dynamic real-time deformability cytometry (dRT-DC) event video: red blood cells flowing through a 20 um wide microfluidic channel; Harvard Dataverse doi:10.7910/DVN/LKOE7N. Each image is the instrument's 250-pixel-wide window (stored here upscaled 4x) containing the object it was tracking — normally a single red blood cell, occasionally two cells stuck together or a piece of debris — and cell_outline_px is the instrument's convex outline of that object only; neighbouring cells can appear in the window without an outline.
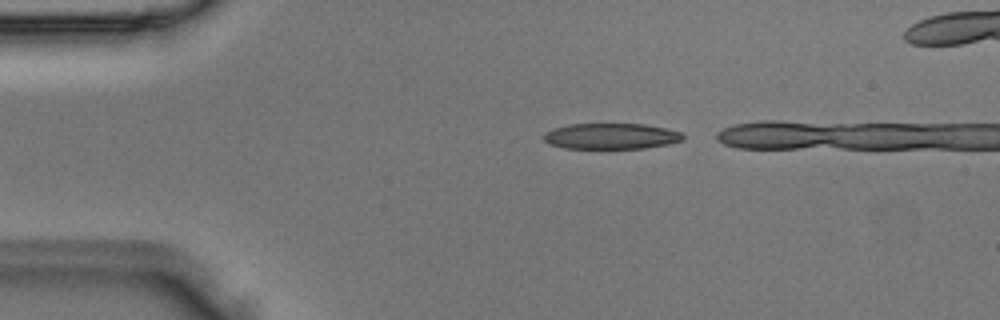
{"species": "Egyptian fruit bat (a non-hibernating species)", "species_latin": "Rousettus aegyptiacus", "temperature_condition": "room temperature", "stored_images_in_passage": 3, "camera_frame_rate_fps": 3000, "um_per_image_px": 0.085, "animal": {"sex": "male"}, "frame": {"image": 1, "passage_image": 1, "time_ms": 0.0, "image_size_px": [1000, 320], "cell_outline_px": [[684, 140], [668, 144], [644, 148], [564, 148], [548, 144], [544, 140], [544, 132], [552, 128], [568, 124], [644, 124], [668, 128], [680, 132], [684, 136]], "centroid_in_image_um": [51.93, 11.57], "position_along_channel_um": 33.1, "area_um2": 21.1}}